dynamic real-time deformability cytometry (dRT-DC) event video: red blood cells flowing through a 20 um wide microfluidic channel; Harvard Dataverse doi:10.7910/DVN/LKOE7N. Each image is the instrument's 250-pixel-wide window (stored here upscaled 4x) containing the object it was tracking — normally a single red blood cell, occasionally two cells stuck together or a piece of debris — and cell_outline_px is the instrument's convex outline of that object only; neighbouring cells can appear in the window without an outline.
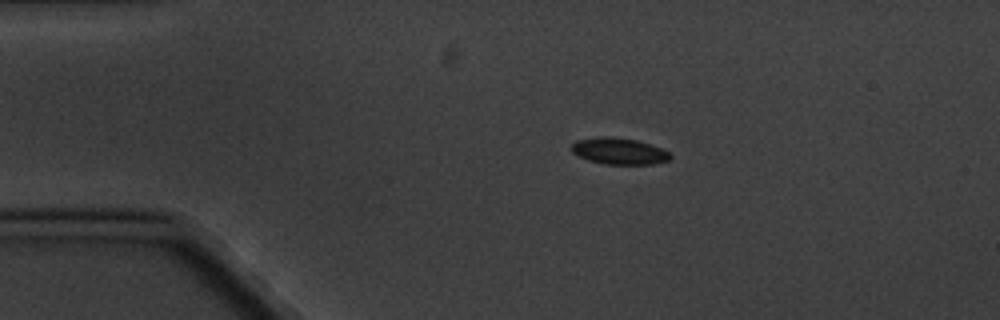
{"species": "common noctule bat (a hibernating species)", "species_latin": "Nyctalus noctula", "temperature_condition": "cold", "stored_images_in_passage": 8, "camera_frame_rate_fps": 3000, "um_per_image_px": 0.085, "animal": {"sex": "male", "body_mass_g": 20.1, "forearm_length_mm": 53.5}, "frame": {"image": 1, "passage_image": 2, "time_ms": 2.0, "image_size_px": [1000, 320], "cell_outline_px": [[672, 156], [668, 160], [652, 164], [604, 164], [588, 160], [572, 152], [572, 144], [576, 140], [596, 136], [612, 136], [636, 140], [652, 144], [668, 152]], "centroid_in_image_um": [52.6, 12.83], "position_along_channel_um": 32.4, "area_um2": 15.26}}
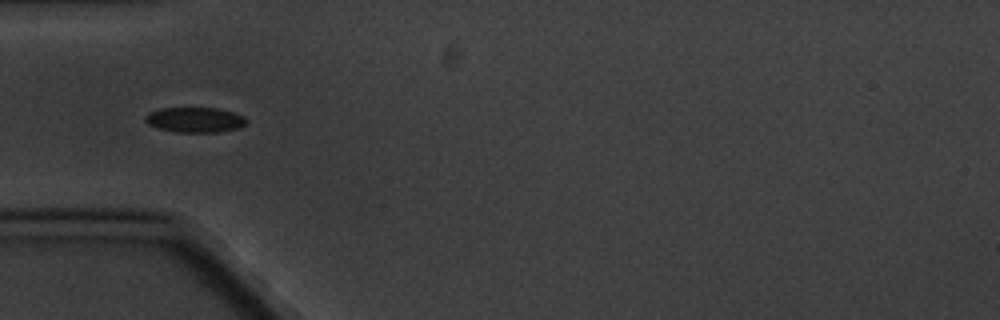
{"frame": {"image": 2, "passage_image": 4, "time_ms": 4.333, "image_size_px": [1000, 320], "cell_outline_px": [[248, 120], [244, 124], [236, 128], [220, 132], [176, 132], [156, 128], [148, 124], [144, 120], [144, 116], [148, 112], [160, 108], [220, 108], [244, 116]], "centroid_in_image_um": [16.52, 10.18], "position_along_channel_um": 68.5, "area_um2": 14.91}}